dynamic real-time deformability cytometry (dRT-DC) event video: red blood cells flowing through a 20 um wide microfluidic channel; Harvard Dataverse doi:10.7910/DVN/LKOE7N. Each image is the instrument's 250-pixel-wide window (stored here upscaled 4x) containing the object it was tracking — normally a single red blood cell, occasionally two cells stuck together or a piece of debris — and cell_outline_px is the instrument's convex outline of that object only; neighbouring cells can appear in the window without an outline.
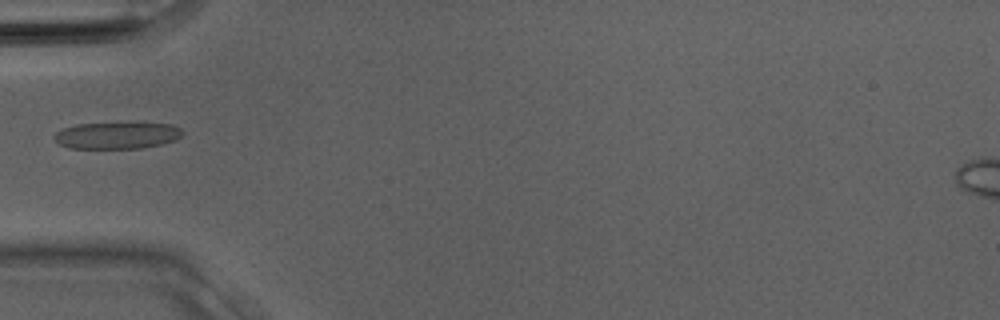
{"species": "Egyptian fruit bat (a non-hibernating species)", "species_latin": "Rousettus aegyptiacus", "temperature_condition": "room temperature", "stored_images_in_passage": 33, "camera_frame_rate_fps": 3000, "um_per_image_px": 0.085, "animal": {"sex": "male"}, "frame": {"image": 1, "passage_image": 11, "time_ms": 3.333, "image_size_px": [1000, 320], "cell_outline_px": [[184, 132], [176, 140], [144, 148], [68, 148], [60, 144], [52, 136], [56, 132], [64, 128], [76, 124], [172, 124], [180, 128]], "centroid_in_image_um": [9.93, 11.53], "position_along_channel_um": 75.1, "area_um2": 19.59}}
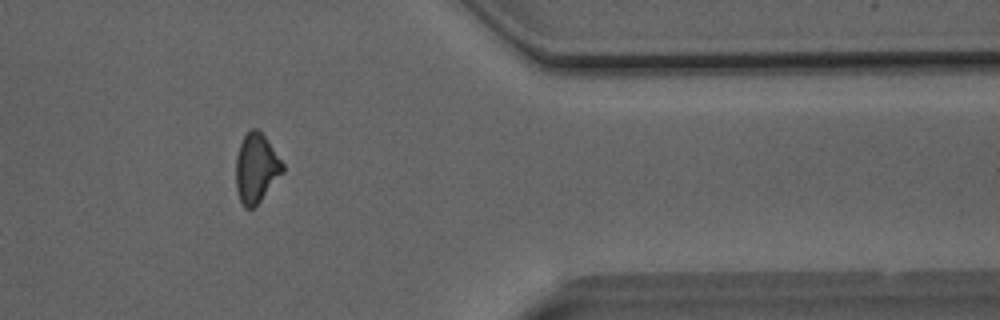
{"frame": {"image": 2, "passage_image": 27, "time_ms": 8.667, "image_size_px": [1000, 320], "cell_outline_px": [[284, 172], [260, 200], [252, 208], [244, 208], [240, 200], [236, 188], [236, 156], [240, 144], [244, 136], [252, 128], [260, 128], [284, 164]], "centroid_in_image_um": [21.78, 14.26], "position_along_channel_um": 389.6, "area_um2": 18.84}}
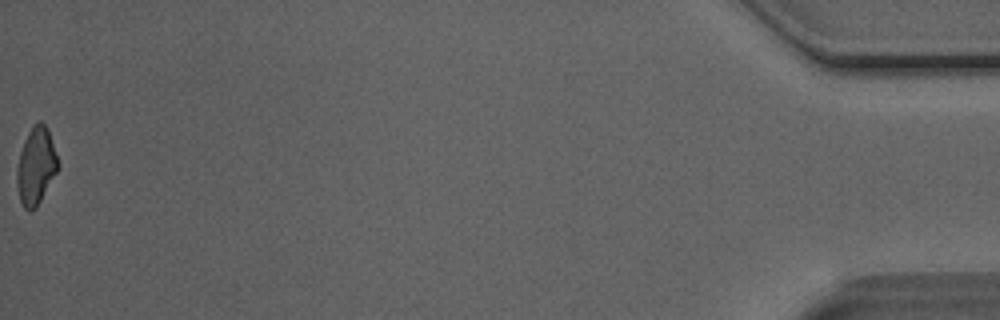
{"frame": {"image": 3, "passage_image": 33, "time_ms": 10.667, "image_size_px": [1000, 320], "cell_outline_px": [[60, 164], [56, 172], [36, 208], [28, 212], [24, 208], [20, 200], [16, 184], [16, 168], [20, 152], [24, 140], [32, 124], [40, 120], [48, 128]], "centroid_in_image_um": [3.05, 14.09], "position_along_channel_um": 432.2, "area_um2": 18.61}}